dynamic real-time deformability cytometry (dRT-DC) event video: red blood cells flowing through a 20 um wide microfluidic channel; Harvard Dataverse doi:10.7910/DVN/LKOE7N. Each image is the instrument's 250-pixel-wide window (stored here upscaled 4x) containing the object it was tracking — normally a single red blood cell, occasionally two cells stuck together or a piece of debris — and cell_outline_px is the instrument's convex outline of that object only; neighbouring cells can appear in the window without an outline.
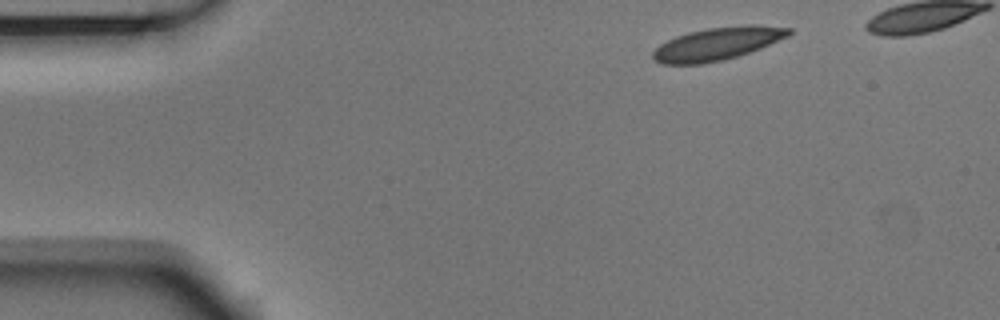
{"species": "Egyptian fruit bat (a non-hibernating species)", "species_latin": "Rousettus aegyptiacus", "temperature_condition": "room temperature", "stored_images_in_passage": 42, "camera_frame_rate_fps": 3000, "um_per_image_px": 0.085, "animal": {"sex": "male"}, "frame": {"image": 1, "passage_image": 1, "time_ms": 0.0, "image_size_px": [1000, 320], "cell_outline_px": [[792, 32], [788, 36], [760, 48], [736, 56], [720, 60], [700, 64], [664, 64], [656, 60], [652, 56], [652, 52], [660, 44], [676, 36], [688, 32], [708, 28], [744, 24], [756, 24], [792, 28]], "centroid_in_image_um": [60.99, 3.69], "position_along_channel_um": 24.0, "area_um2": 25.78}}
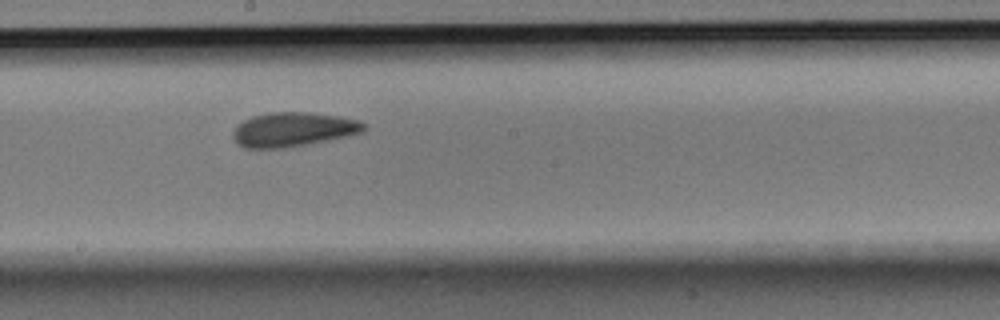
{"frame": {"image": 2, "passage_image": 23, "time_ms": 7.333, "image_size_px": [1000, 320], "cell_outline_px": [[364, 128], [360, 132], [344, 136], [304, 144], [280, 148], [244, 148], [232, 136], [232, 132], [236, 124], [252, 116], [268, 112], [304, 112], [340, 116], [356, 120], [364, 124]], "centroid_in_image_um": [24.82, 10.99], "position_along_channel_um": 223.4, "area_um2": 25.61}}
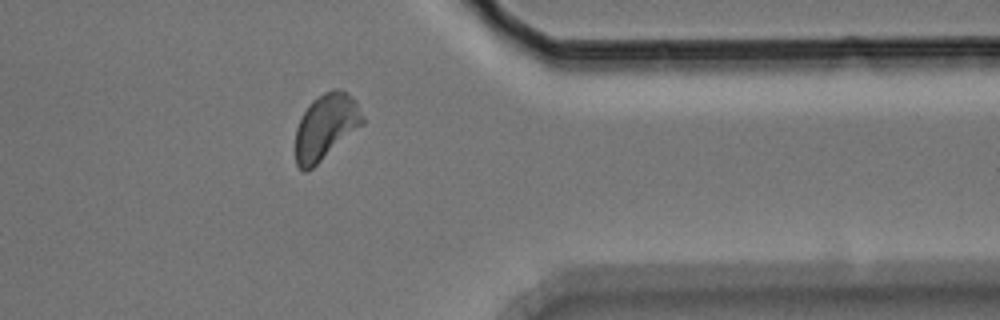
{"frame": {"image": 3, "passage_image": 37, "time_ms": 12.0, "image_size_px": [1000, 320], "cell_outline_px": [[364, 124], [312, 168], [304, 172], [296, 164], [296, 128], [308, 104], [312, 100], [324, 92], [336, 88], [348, 92], [356, 100], [364, 116]], "centroid_in_image_um": [27.72, 10.74], "position_along_channel_um": 383.7, "area_um2": 25.66}}